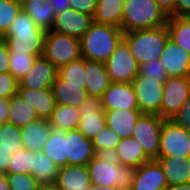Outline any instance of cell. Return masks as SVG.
<instances>
[{
	"label": "cell",
	"instance_id": "cell-40",
	"mask_svg": "<svg viewBox=\"0 0 190 190\" xmlns=\"http://www.w3.org/2000/svg\"><path fill=\"white\" fill-rule=\"evenodd\" d=\"M6 176L11 190H36L39 186L31 174L7 173Z\"/></svg>",
	"mask_w": 190,
	"mask_h": 190
},
{
	"label": "cell",
	"instance_id": "cell-30",
	"mask_svg": "<svg viewBox=\"0 0 190 190\" xmlns=\"http://www.w3.org/2000/svg\"><path fill=\"white\" fill-rule=\"evenodd\" d=\"M80 119L77 107L57 104L48 121L52 129L69 131L77 129Z\"/></svg>",
	"mask_w": 190,
	"mask_h": 190
},
{
	"label": "cell",
	"instance_id": "cell-29",
	"mask_svg": "<svg viewBox=\"0 0 190 190\" xmlns=\"http://www.w3.org/2000/svg\"><path fill=\"white\" fill-rule=\"evenodd\" d=\"M124 0H97L93 21L121 29Z\"/></svg>",
	"mask_w": 190,
	"mask_h": 190
},
{
	"label": "cell",
	"instance_id": "cell-15",
	"mask_svg": "<svg viewBox=\"0 0 190 190\" xmlns=\"http://www.w3.org/2000/svg\"><path fill=\"white\" fill-rule=\"evenodd\" d=\"M57 75L58 68L41 56L36 59L26 75L19 80V87H25L31 90L51 88Z\"/></svg>",
	"mask_w": 190,
	"mask_h": 190
},
{
	"label": "cell",
	"instance_id": "cell-47",
	"mask_svg": "<svg viewBox=\"0 0 190 190\" xmlns=\"http://www.w3.org/2000/svg\"><path fill=\"white\" fill-rule=\"evenodd\" d=\"M9 121V99L0 97V124Z\"/></svg>",
	"mask_w": 190,
	"mask_h": 190
},
{
	"label": "cell",
	"instance_id": "cell-46",
	"mask_svg": "<svg viewBox=\"0 0 190 190\" xmlns=\"http://www.w3.org/2000/svg\"><path fill=\"white\" fill-rule=\"evenodd\" d=\"M12 156V151L7 150L0 144V174H7V167Z\"/></svg>",
	"mask_w": 190,
	"mask_h": 190
},
{
	"label": "cell",
	"instance_id": "cell-53",
	"mask_svg": "<svg viewBox=\"0 0 190 190\" xmlns=\"http://www.w3.org/2000/svg\"><path fill=\"white\" fill-rule=\"evenodd\" d=\"M36 190H58L55 184L39 185Z\"/></svg>",
	"mask_w": 190,
	"mask_h": 190
},
{
	"label": "cell",
	"instance_id": "cell-14",
	"mask_svg": "<svg viewBox=\"0 0 190 190\" xmlns=\"http://www.w3.org/2000/svg\"><path fill=\"white\" fill-rule=\"evenodd\" d=\"M168 186L163 169L156 159L135 168L130 190H164Z\"/></svg>",
	"mask_w": 190,
	"mask_h": 190
},
{
	"label": "cell",
	"instance_id": "cell-49",
	"mask_svg": "<svg viewBox=\"0 0 190 190\" xmlns=\"http://www.w3.org/2000/svg\"><path fill=\"white\" fill-rule=\"evenodd\" d=\"M168 16H175L176 0H155Z\"/></svg>",
	"mask_w": 190,
	"mask_h": 190
},
{
	"label": "cell",
	"instance_id": "cell-4",
	"mask_svg": "<svg viewBox=\"0 0 190 190\" xmlns=\"http://www.w3.org/2000/svg\"><path fill=\"white\" fill-rule=\"evenodd\" d=\"M168 15L155 0H124L123 32L153 29L167 24Z\"/></svg>",
	"mask_w": 190,
	"mask_h": 190
},
{
	"label": "cell",
	"instance_id": "cell-43",
	"mask_svg": "<svg viewBox=\"0 0 190 190\" xmlns=\"http://www.w3.org/2000/svg\"><path fill=\"white\" fill-rule=\"evenodd\" d=\"M171 120L190 133V94L180 107L178 113Z\"/></svg>",
	"mask_w": 190,
	"mask_h": 190
},
{
	"label": "cell",
	"instance_id": "cell-45",
	"mask_svg": "<svg viewBox=\"0 0 190 190\" xmlns=\"http://www.w3.org/2000/svg\"><path fill=\"white\" fill-rule=\"evenodd\" d=\"M9 49L4 40L0 39V73L9 72Z\"/></svg>",
	"mask_w": 190,
	"mask_h": 190
},
{
	"label": "cell",
	"instance_id": "cell-5",
	"mask_svg": "<svg viewBox=\"0 0 190 190\" xmlns=\"http://www.w3.org/2000/svg\"><path fill=\"white\" fill-rule=\"evenodd\" d=\"M169 38L166 25L123 33V40L127 43L139 67L150 60L160 58Z\"/></svg>",
	"mask_w": 190,
	"mask_h": 190
},
{
	"label": "cell",
	"instance_id": "cell-50",
	"mask_svg": "<svg viewBox=\"0 0 190 190\" xmlns=\"http://www.w3.org/2000/svg\"><path fill=\"white\" fill-rule=\"evenodd\" d=\"M54 8L55 15L63 12L64 10L70 9L69 0H48Z\"/></svg>",
	"mask_w": 190,
	"mask_h": 190
},
{
	"label": "cell",
	"instance_id": "cell-3",
	"mask_svg": "<svg viewBox=\"0 0 190 190\" xmlns=\"http://www.w3.org/2000/svg\"><path fill=\"white\" fill-rule=\"evenodd\" d=\"M87 167L92 185H107L117 190L131 189L135 168L121 165L112 155L96 154Z\"/></svg>",
	"mask_w": 190,
	"mask_h": 190
},
{
	"label": "cell",
	"instance_id": "cell-20",
	"mask_svg": "<svg viewBox=\"0 0 190 190\" xmlns=\"http://www.w3.org/2000/svg\"><path fill=\"white\" fill-rule=\"evenodd\" d=\"M167 178L168 186L190 183V158L180 156H158Z\"/></svg>",
	"mask_w": 190,
	"mask_h": 190
},
{
	"label": "cell",
	"instance_id": "cell-39",
	"mask_svg": "<svg viewBox=\"0 0 190 190\" xmlns=\"http://www.w3.org/2000/svg\"><path fill=\"white\" fill-rule=\"evenodd\" d=\"M21 10V0H0V36L9 30L11 23Z\"/></svg>",
	"mask_w": 190,
	"mask_h": 190
},
{
	"label": "cell",
	"instance_id": "cell-33",
	"mask_svg": "<svg viewBox=\"0 0 190 190\" xmlns=\"http://www.w3.org/2000/svg\"><path fill=\"white\" fill-rule=\"evenodd\" d=\"M170 39L190 54V21L184 16H168Z\"/></svg>",
	"mask_w": 190,
	"mask_h": 190
},
{
	"label": "cell",
	"instance_id": "cell-42",
	"mask_svg": "<svg viewBox=\"0 0 190 190\" xmlns=\"http://www.w3.org/2000/svg\"><path fill=\"white\" fill-rule=\"evenodd\" d=\"M19 81L9 72L0 73V97L10 98L18 93Z\"/></svg>",
	"mask_w": 190,
	"mask_h": 190
},
{
	"label": "cell",
	"instance_id": "cell-36",
	"mask_svg": "<svg viewBox=\"0 0 190 190\" xmlns=\"http://www.w3.org/2000/svg\"><path fill=\"white\" fill-rule=\"evenodd\" d=\"M34 151L21 148L18 152L12 154L7 173L31 174L33 171Z\"/></svg>",
	"mask_w": 190,
	"mask_h": 190
},
{
	"label": "cell",
	"instance_id": "cell-17",
	"mask_svg": "<svg viewBox=\"0 0 190 190\" xmlns=\"http://www.w3.org/2000/svg\"><path fill=\"white\" fill-rule=\"evenodd\" d=\"M104 111L139 109L131 83L112 82L101 97Z\"/></svg>",
	"mask_w": 190,
	"mask_h": 190
},
{
	"label": "cell",
	"instance_id": "cell-25",
	"mask_svg": "<svg viewBox=\"0 0 190 190\" xmlns=\"http://www.w3.org/2000/svg\"><path fill=\"white\" fill-rule=\"evenodd\" d=\"M52 127L48 120L38 119L21 127L23 147L30 151H42L43 146L49 139Z\"/></svg>",
	"mask_w": 190,
	"mask_h": 190
},
{
	"label": "cell",
	"instance_id": "cell-12",
	"mask_svg": "<svg viewBox=\"0 0 190 190\" xmlns=\"http://www.w3.org/2000/svg\"><path fill=\"white\" fill-rule=\"evenodd\" d=\"M80 121L77 129L87 138L92 140L107 126L106 115L101 98L87 97L78 106Z\"/></svg>",
	"mask_w": 190,
	"mask_h": 190
},
{
	"label": "cell",
	"instance_id": "cell-13",
	"mask_svg": "<svg viewBox=\"0 0 190 190\" xmlns=\"http://www.w3.org/2000/svg\"><path fill=\"white\" fill-rule=\"evenodd\" d=\"M93 22V16L80 13L72 8L55 15L51 31L81 39Z\"/></svg>",
	"mask_w": 190,
	"mask_h": 190
},
{
	"label": "cell",
	"instance_id": "cell-27",
	"mask_svg": "<svg viewBox=\"0 0 190 190\" xmlns=\"http://www.w3.org/2000/svg\"><path fill=\"white\" fill-rule=\"evenodd\" d=\"M21 9L32 18L38 27L43 28L45 31L52 29L55 13L48 0H21Z\"/></svg>",
	"mask_w": 190,
	"mask_h": 190
},
{
	"label": "cell",
	"instance_id": "cell-38",
	"mask_svg": "<svg viewBox=\"0 0 190 190\" xmlns=\"http://www.w3.org/2000/svg\"><path fill=\"white\" fill-rule=\"evenodd\" d=\"M58 74L66 79V83L83 84L86 87V78L84 70V58H79L58 69Z\"/></svg>",
	"mask_w": 190,
	"mask_h": 190
},
{
	"label": "cell",
	"instance_id": "cell-56",
	"mask_svg": "<svg viewBox=\"0 0 190 190\" xmlns=\"http://www.w3.org/2000/svg\"><path fill=\"white\" fill-rule=\"evenodd\" d=\"M184 17L190 21V12L187 15H185Z\"/></svg>",
	"mask_w": 190,
	"mask_h": 190
},
{
	"label": "cell",
	"instance_id": "cell-51",
	"mask_svg": "<svg viewBox=\"0 0 190 190\" xmlns=\"http://www.w3.org/2000/svg\"><path fill=\"white\" fill-rule=\"evenodd\" d=\"M164 190H190V183L167 186Z\"/></svg>",
	"mask_w": 190,
	"mask_h": 190
},
{
	"label": "cell",
	"instance_id": "cell-48",
	"mask_svg": "<svg viewBox=\"0 0 190 190\" xmlns=\"http://www.w3.org/2000/svg\"><path fill=\"white\" fill-rule=\"evenodd\" d=\"M190 12V0H176L175 16H185Z\"/></svg>",
	"mask_w": 190,
	"mask_h": 190
},
{
	"label": "cell",
	"instance_id": "cell-24",
	"mask_svg": "<svg viewBox=\"0 0 190 190\" xmlns=\"http://www.w3.org/2000/svg\"><path fill=\"white\" fill-rule=\"evenodd\" d=\"M18 94L35 108L40 119L48 120L57 105L51 88L31 90L18 87Z\"/></svg>",
	"mask_w": 190,
	"mask_h": 190
},
{
	"label": "cell",
	"instance_id": "cell-19",
	"mask_svg": "<svg viewBox=\"0 0 190 190\" xmlns=\"http://www.w3.org/2000/svg\"><path fill=\"white\" fill-rule=\"evenodd\" d=\"M84 70L86 78L85 89L88 96L101 98L112 83L107 74L105 62L84 58Z\"/></svg>",
	"mask_w": 190,
	"mask_h": 190
},
{
	"label": "cell",
	"instance_id": "cell-44",
	"mask_svg": "<svg viewBox=\"0 0 190 190\" xmlns=\"http://www.w3.org/2000/svg\"><path fill=\"white\" fill-rule=\"evenodd\" d=\"M97 0H69L70 7L80 13L94 16Z\"/></svg>",
	"mask_w": 190,
	"mask_h": 190
},
{
	"label": "cell",
	"instance_id": "cell-32",
	"mask_svg": "<svg viewBox=\"0 0 190 190\" xmlns=\"http://www.w3.org/2000/svg\"><path fill=\"white\" fill-rule=\"evenodd\" d=\"M42 152L58 167L66 166V131L52 129L49 139L43 146Z\"/></svg>",
	"mask_w": 190,
	"mask_h": 190
},
{
	"label": "cell",
	"instance_id": "cell-21",
	"mask_svg": "<svg viewBox=\"0 0 190 190\" xmlns=\"http://www.w3.org/2000/svg\"><path fill=\"white\" fill-rule=\"evenodd\" d=\"M56 104L77 107L86 100L87 91L83 84L66 83L59 74L51 86Z\"/></svg>",
	"mask_w": 190,
	"mask_h": 190
},
{
	"label": "cell",
	"instance_id": "cell-6",
	"mask_svg": "<svg viewBox=\"0 0 190 190\" xmlns=\"http://www.w3.org/2000/svg\"><path fill=\"white\" fill-rule=\"evenodd\" d=\"M42 56L59 69L82 57L80 39L47 31Z\"/></svg>",
	"mask_w": 190,
	"mask_h": 190
},
{
	"label": "cell",
	"instance_id": "cell-35",
	"mask_svg": "<svg viewBox=\"0 0 190 190\" xmlns=\"http://www.w3.org/2000/svg\"><path fill=\"white\" fill-rule=\"evenodd\" d=\"M0 144L12 154L18 152L23 147L21 127L11 123L0 124Z\"/></svg>",
	"mask_w": 190,
	"mask_h": 190
},
{
	"label": "cell",
	"instance_id": "cell-52",
	"mask_svg": "<svg viewBox=\"0 0 190 190\" xmlns=\"http://www.w3.org/2000/svg\"><path fill=\"white\" fill-rule=\"evenodd\" d=\"M0 190H11L9 188L6 174H0Z\"/></svg>",
	"mask_w": 190,
	"mask_h": 190
},
{
	"label": "cell",
	"instance_id": "cell-28",
	"mask_svg": "<svg viewBox=\"0 0 190 190\" xmlns=\"http://www.w3.org/2000/svg\"><path fill=\"white\" fill-rule=\"evenodd\" d=\"M38 119L39 117L35 108L25 101L18 93L9 98L8 123L18 127H24Z\"/></svg>",
	"mask_w": 190,
	"mask_h": 190
},
{
	"label": "cell",
	"instance_id": "cell-2",
	"mask_svg": "<svg viewBox=\"0 0 190 190\" xmlns=\"http://www.w3.org/2000/svg\"><path fill=\"white\" fill-rule=\"evenodd\" d=\"M123 33L120 28L93 21L80 39L82 58L105 62L123 39Z\"/></svg>",
	"mask_w": 190,
	"mask_h": 190
},
{
	"label": "cell",
	"instance_id": "cell-41",
	"mask_svg": "<svg viewBox=\"0 0 190 190\" xmlns=\"http://www.w3.org/2000/svg\"><path fill=\"white\" fill-rule=\"evenodd\" d=\"M139 74H144L148 78H153L163 83L169 77L159 58L141 65L139 67Z\"/></svg>",
	"mask_w": 190,
	"mask_h": 190
},
{
	"label": "cell",
	"instance_id": "cell-16",
	"mask_svg": "<svg viewBox=\"0 0 190 190\" xmlns=\"http://www.w3.org/2000/svg\"><path fill=\"white\" fill-rule=\"evenodd\" d=\"M159 59L169 77H190V54L172 39H168Z\"/></svg>",
	"mask_w": 190,
	"mask_h": 190
},
{
	"label": "cell",
	"instance_id": "cell-8",
	"mask_svg": "<svg viewBox=\"0 0 190 190\" xmlns=\"http://www.w3.org/2000/svg\"><path fill=\"white\" fill-rule=\"evenodd\" d=\"M165 119L155 114H142L133 129L132 138L140 143L145 155L157 159L162 124Z\"/></svg>",
	"mask_w": 190,
	"mask_h": 190
},
{
	"label": "cell",
	"instance_id": "cell-1",
	"mask_svg": "<svg viewBox=\"0 0 190 190\" xmlns=\"http://www.w3.org/2000/svg\"><path fill=\"white\" fill-rule=\"evenodd\" d=\"M46 32L21 9L2 39L10 52L42 56Z\"/></svg>",
	"mask_w": 190,
	"mask_h": 190
},
{
	"label": "cell",
	"instance_id": "cell-7",
	"mask_svg": "<svg viewBox=\"0 0 190 190\" xmlns=\"http://www.w3.org/2000/svg\"><path fill=\"white\" fill-rule=\"evenodd\" d=\"M105 66L111 82L131 83L139 74V65L123 39L105 61Z\"/></svg>",
	"mask_w": 190,
	"mask_h": 190
},
{
	"label": "cell",
	"instance_id": "cell-26",
	"mask_svg": "<svg viewBox=\"0 0 190 190\" xmlns=\"http://www.w3.org/2000/svg\"><path fill=\"white\" fill-rule=\"evenodd\" d=\"M112 156L121 164L130 167H140L150 159L143 152L138 141L132 137L121 138Z\"/></svg>",
	"mask_w": 190,
	"mask_h": 190
},
{
	"label": "cell",
	"instance_id": "cell-22",
	"mask_svg": "<svg viewBox=\"0 0 190 190\" xmlns=\"http://www.w3.org/2000/svg\"><path fill=\"white\" fill-rule=\"evenodd\" d=\"M104 112L107 126L115 131L121 138L132 136L136 122L142 115L139 109H114Z\"/></svg>",
	"mask_w": 190,
	"mask_h": 190
},
{
	"label": "cell",
	"instance_id": "cell-54",
	"mask_svg": "<svg viewBox=\"0 0 190 190\" xmlns=\"http://www.w3.org/2000/svg\"><path fill=\"white\" fill-rule=\"evenodd\" d=\"M91 190H117L115 187L102 185L101 187L91 184Z\"/></svg>",
	"mask_w": 190,
	"mask_h": 190
},
{
	"label": "cell",
	"instance_id": "cell-34",
	"mask_svg": "<svg viewBox=\"0 0 190 190\" xmlns=\"http://www.w3.org/2000/svg\"><path fill=\"white\" fill-rule=\"evenodd\" d=\"M120 140L121 137L106 126L92 139V144L96 154L112 155Z\"/></svg>",
	"mask_w": 190,
	"mask_h": 190
},
{
	"label": "cell",
	"instance_id": "cell-55",
	"mask_svg": "<svg viewBox=\"0 0 190 190\" xmlns=\"http://www.w3.org/2000/svg\"><path fill=\"white\" fill-rule=\"evenodd\" d=\"M70 190H91V185H89V186H83V188L70 189Z\"/></svg>",
	"mask_w": 190,
	"mask_h": 190
},
{
	"label": "cell",
	"instance_id": "cell-18",
	"mask_svg": "<svg viewBox=\"0 0 190 190\" xmlns=\"http://www.w3.org/2000/svg\"><path fill=\"white\" fill-rule=\"evenodd\" d=\"M95 155L92 140L78 129L66 131L67 165H87Z\"/></svg>",
	"mask_w": 190,
	"mask_h": 190
},
{
	"label": "cell",
	"instance_id": "cell-11",
	"mask_svg": "<svg viewBox=\"0 0 190 190\" xmlns=\"http://www.w3.org/2000/svg\"><path fill=\"white\" fill-rule=\"evenodd\" d=\"M190 94V77H168L163 84L161 117L171 120Z\"/></svg>",
	"mask_w": 190,
	"mask_h": 190
},
{
	"label": "cell",
	"instance_id": "cell-10",
	"mask_svg": "<svg viewBox=\"0 0 190 190\" xmlns=\"http://www.w3.org/2000/svg\"><path fill=\"white\" fill-rule=\"evenodd\" d=\"M158 156L190 158V133L173 120H164L160 133Z\"/></svg>",
	"mask_w": 190,
	"mask_h": 190
},
{
	"label": "cell",
	"instance_id": "cell-9",
	"mask_svg": "<svg viewBox=\"0 0 190 190\" xmlns=\"http://www.w3.org/2000/svg\"><path fill=\"white\" fill-rule=\"evenodd\" d=\"M139 110L142 114H155L161 116L163 99V82L138 74L131 82Z\"/></svg>",
	"mask_w": 190,
	"mask_h": 190
},
{
	"label": "cell",
	"instance_id": "cell-31",
	"mask_svg": "<svg viewBox=\"0 0 190 190\" xmlns=\"http://www.w3.org/2000/svg\"><path fill=\"white\" fill-rule=\"evenodd\" d=\"M32 176L39 185L55 184L58 166L42 151L34 152Z\"/></svg>",
	"mask_w": 190,
	"mask_h": 190
},
{
	"label": "cell",
	"instance_id": "cell-23",
	"mask_svg": "<svg viewBox=\"0 0 190 190\" xmlns=\"http://www.w3.org/2000/svg\"><path fill=\"white\" fill-rule=\"evenodd\" d=\"M58 190H70L91 185L87 165H66L58 168L55 182Z\"/></svg>",
	"mask_w": 190,
	"mask_h": 190
},
{
	"label": "cell",
	"instance_id": "cell-37",
	"mask_svg": "<svg viewBox=\"0 0 190 190\" xmlns=\"http://www.w3.org/2000/svg\"><path fill=\"white\" fill-rule=\"evenodd\" d=\"M9 57V73L19 81L32 68L36 59L41 56L10 52Z\"/></svg>",
	"mask_w": 190,
	"mask_h": 190
}]
</instances>
